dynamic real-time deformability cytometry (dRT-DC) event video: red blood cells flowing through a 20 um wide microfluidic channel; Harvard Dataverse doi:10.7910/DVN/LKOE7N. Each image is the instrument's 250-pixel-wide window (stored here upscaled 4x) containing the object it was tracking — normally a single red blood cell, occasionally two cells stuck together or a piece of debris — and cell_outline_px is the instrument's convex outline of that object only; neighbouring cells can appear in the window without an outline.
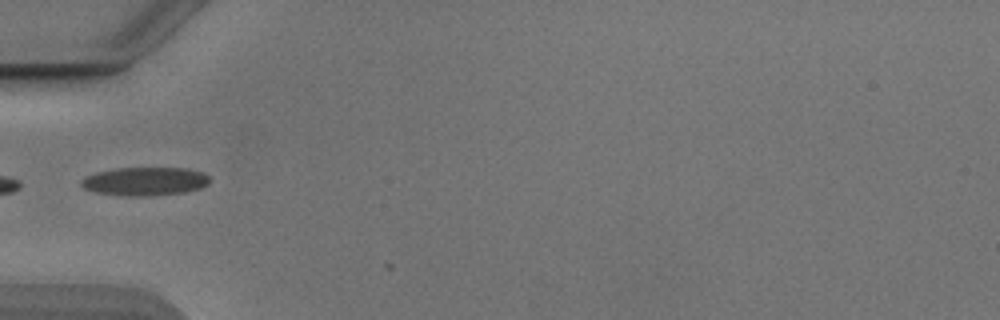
{"species": "Egyptian fruit bat (a non-hibernating species)", "species_latin": "Rousettus aegyptiacus", "temperature_condition": "cold", "stored_images_in_passage": 4, "camera_frame_rate_fps": 3000, "um_per_image_px": 0.085, "animal": {"sex": "male"}, "frame": {"image": 1, "passage_image": 2, "time_ms": 0.333, "image_size_px": [1000, 320], "cell_outline_px": [[208, 184], [200, 188], [184, 192], [148, 196], [128, 196], [96, 192], [84, 188], [80, 184], [80, 180], [84, 176], [96, 172], [116, 168], [188, 168], [204, 172], [208, 176]], "centroid_in_image_um": [12.3, 15.4], "position_along_channel_um": 72.7, "area_um2": 21.33}}